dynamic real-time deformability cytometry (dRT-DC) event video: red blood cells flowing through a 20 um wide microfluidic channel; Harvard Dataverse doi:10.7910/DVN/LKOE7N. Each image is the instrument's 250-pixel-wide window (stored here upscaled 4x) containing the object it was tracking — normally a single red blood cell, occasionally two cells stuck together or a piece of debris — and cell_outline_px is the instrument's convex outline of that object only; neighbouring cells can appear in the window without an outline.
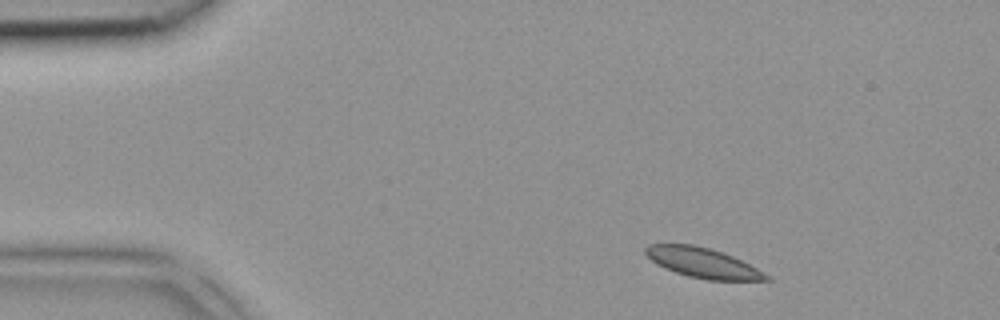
{"species": "common noctule bat (a hibernating species)", "species_latin": "Nyctalus noctula", "temperature_condition": "room temperature", "stored_images_in_passage": 2, "camera_frame_rate_fps": 3000, "um_per_image_px": 0.085, "animal": {"sex": "female", "body_mass_g": 18.4}, "frame": {"image": 1, "passage_image": 1, "time_ms": 0.0, "image_size_px": [1000, 320], "cell_outline_px": [[772, 280], [708, 280], [688, 276], [664, 268], [656, 264], [644, 252], [644, 248], [648, 244], [692, 244], [708, 248], [732, 256], [764, 272]], "centroid_in_image_um": [59.69, 22.34], "position_along_channel_um": 25.3, "area_um2": 20.75}}